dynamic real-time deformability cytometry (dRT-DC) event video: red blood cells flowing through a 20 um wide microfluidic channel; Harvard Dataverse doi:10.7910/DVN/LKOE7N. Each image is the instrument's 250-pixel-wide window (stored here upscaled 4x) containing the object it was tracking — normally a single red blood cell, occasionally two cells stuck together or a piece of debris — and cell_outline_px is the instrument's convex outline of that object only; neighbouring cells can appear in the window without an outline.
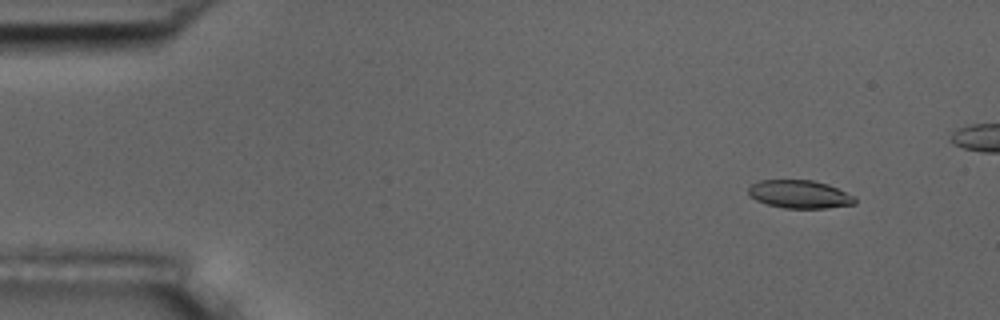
{"species": "common noctule bat (a hibernating species)", "species_latin": "Nyctalus noctula", "temperature_condition": "room temperature", "stored_images_in_passage": 6, "camera_frame_rate_fps": 3000, "um_per_image_px": 0.085, "animal": {"sex": "male", "body_mass_g": 17.5, "forearm_length_mm": 52.3}, "frame": {"image": 1, "passage_image": 2, "time_ms": 1.0, "image_size_px": [1000, 320], "cell_outline_px": [[856, 204], [828, 208], [784, 208], [768, 204], [756, 200], [748, 192], [748, 188], [752, 184], [760, 180], [812, 180], [828, 184], [852, 196], [856, 200]], "centroid_in_image_um": [67.96, 16.51], "position_along_channel_um": 17.0, "area_um2": 17.22}}
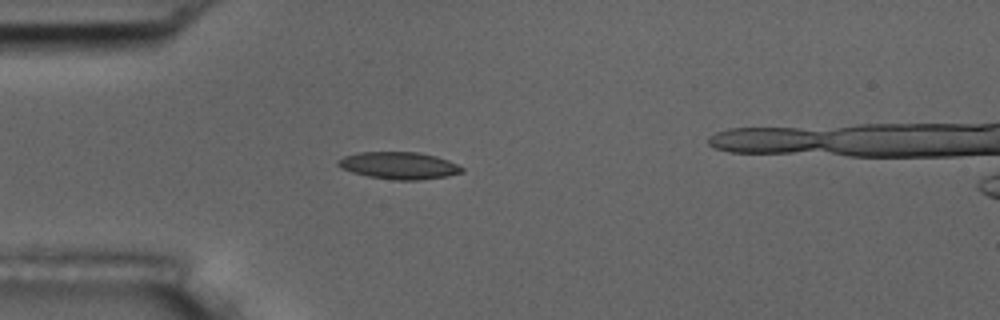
{"frame": {"image": 2, "passage_image": 4, "time_ms": 4.333, "image_size_px": [1000, 320], "cell_outline_px": [[464, 172], [448, 176], [420, 180], [392, 180], [368, 176], [352, 172], [340, 168], [336, 164], [336, 160], [344, 156], [360, 152], [416, 152], [436, 156], [448, 160], [464, 168]], "centroid_in_image_um": [33.9, 14.07], "position_along_channel_um": 51.1, "area_um2": 19.71}}